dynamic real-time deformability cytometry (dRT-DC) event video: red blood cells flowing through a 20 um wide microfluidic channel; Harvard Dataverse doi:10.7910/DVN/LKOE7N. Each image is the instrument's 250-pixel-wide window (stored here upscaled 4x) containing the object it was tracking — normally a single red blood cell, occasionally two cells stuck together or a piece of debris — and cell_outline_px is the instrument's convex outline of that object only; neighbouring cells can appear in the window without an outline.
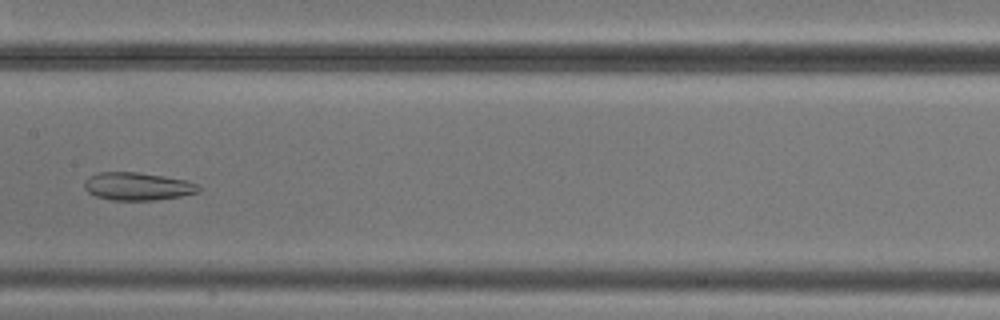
{"species": "common noctule bat (a hibernating species)", "species_latin": "Nyctalus noctula", "temperature_condition": "cold", "stored_images_in_passage": 7, "camera_frame_rate_fps": 3000, "um_per_image_px": 0.085, "animal": {"sex": "male", "body_mass_g": 20.5, "forearm_length_mm": 52.5}, "frame": {"image": 1, "passage_image": 7, "time_ms": 8.333, "image_size_px": [1000, 320], "cell_outline_px": [[200, 192], [180, 196], [152, 200], [112, 200], [96, 196], [88, 192], [84, 188], [84, 180], [100, 172], [136, 172], [164, 176], [184, 180], [196, 184], [200, 188]], "centroid_in_image_um": [11.67, 15.84], "position_along_channel_um": 195.7, "area_um2": 18.32}}